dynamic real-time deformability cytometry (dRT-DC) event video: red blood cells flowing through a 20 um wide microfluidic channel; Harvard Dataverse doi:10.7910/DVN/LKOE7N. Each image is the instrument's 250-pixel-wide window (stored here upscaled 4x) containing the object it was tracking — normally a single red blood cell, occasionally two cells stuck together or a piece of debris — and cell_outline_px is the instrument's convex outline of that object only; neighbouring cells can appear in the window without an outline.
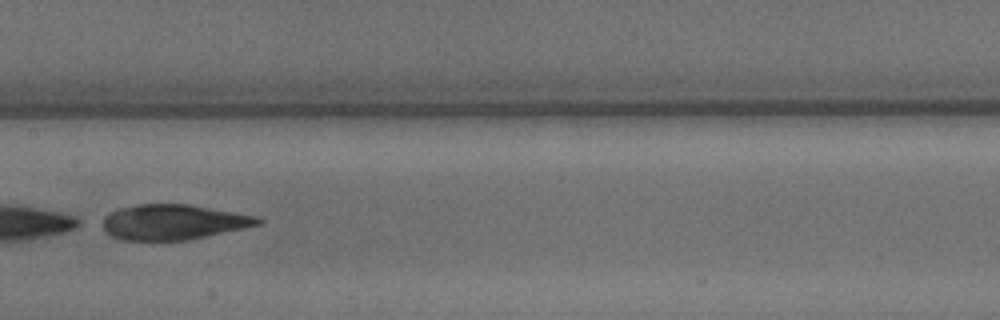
{"species": "common noctule bat (a hibernating species)", "species_latin": "Nyctalus noctula", "temperature_condition": "warm", "stored_images_in_passage": 17, "camera_frame_rate_fps": 3000, "um_per_image_px": 0.085, "animal": {"sex": "male", "body_mass_g": 15.6}, "frame": {"image": 1, "passage_image": 10, "time_ms": 3.0, "image_size_px": [1000, 320], "cell_outline_px": [[264, 220], [260, 224], [244, 228], [188, 240], [120, 240], [112, 236], [104, 228], [104, 216], [120, 208], [140, 204], [188, 204], [260, 216]], "centroid_in_image_um": [14.79, 18.87], "position_along_channel_um": 192.6, "area_um2": 31.73}}